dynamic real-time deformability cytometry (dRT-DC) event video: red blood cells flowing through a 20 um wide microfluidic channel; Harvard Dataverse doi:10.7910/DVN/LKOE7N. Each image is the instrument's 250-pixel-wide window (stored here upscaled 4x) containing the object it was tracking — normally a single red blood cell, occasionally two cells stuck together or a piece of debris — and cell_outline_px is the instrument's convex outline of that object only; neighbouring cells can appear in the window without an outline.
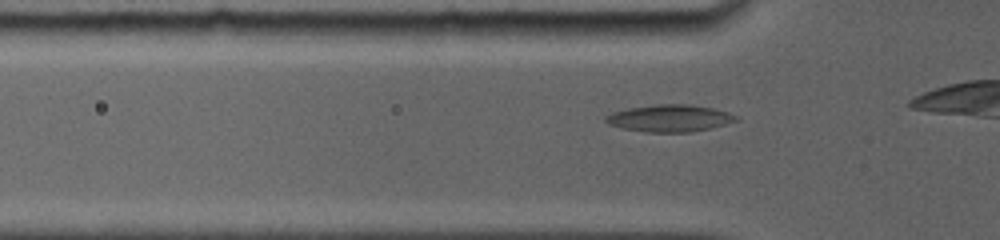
{"species": "common noctule bat (a hibernating species)", "species_latin": "Nyctalus noctula", "temperature_condition": "room temperature", "stored_images_in_passage": 7, "camera_frame_rate_fps": 5000, "um_per_image_px": 0.085, "animal": {"sex": "female", "body_mass_g": 19.0, "forearm_length_mm": 56.7}, "frame": {"image": 1, "passage_image": 3, "time_ms": 0.8, "image_size_px": [1000, 240], "cell_outline_px": [[740, 120], [712, 128], [692, 132], [648, 132], [620, 128], [608, 124], [604, 120], [604, 116], [612, 112], [628, 108], [656, 104], [692, 104], [712, 108], [728, 112], [736, 116]], "centroid_in_image_um": [56.91, 10.05], "position_along_channel_um": 68.9, "area_um2": 20.75}}
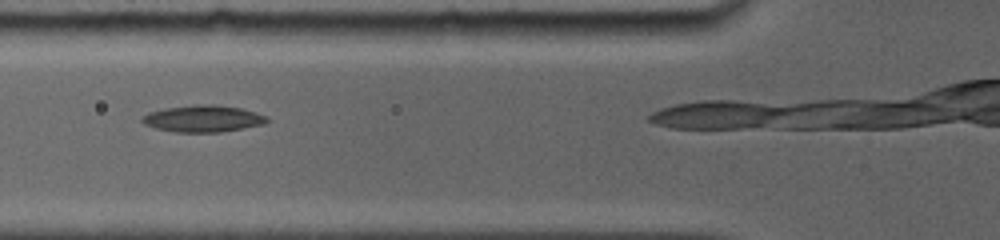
{"frame": {"image": 2, "passage_image": 5, "time_ms": 1.8, "image_size_px": [1000, 240], "cell_outline_px": [[268, 120], [264, 124], [244, 128], [220, 132], [176, 132], [156, 128], [144, 124], [140, 120], [140, 116], [148, 112], [164, 108], [196, 104], [216, 104], [240, 108], [256, 112], [268, 116]], "centroid_in_image_um": [17.24, 10.07], "position_along_channel_um": 108.6, "area_um2": 19.65}}